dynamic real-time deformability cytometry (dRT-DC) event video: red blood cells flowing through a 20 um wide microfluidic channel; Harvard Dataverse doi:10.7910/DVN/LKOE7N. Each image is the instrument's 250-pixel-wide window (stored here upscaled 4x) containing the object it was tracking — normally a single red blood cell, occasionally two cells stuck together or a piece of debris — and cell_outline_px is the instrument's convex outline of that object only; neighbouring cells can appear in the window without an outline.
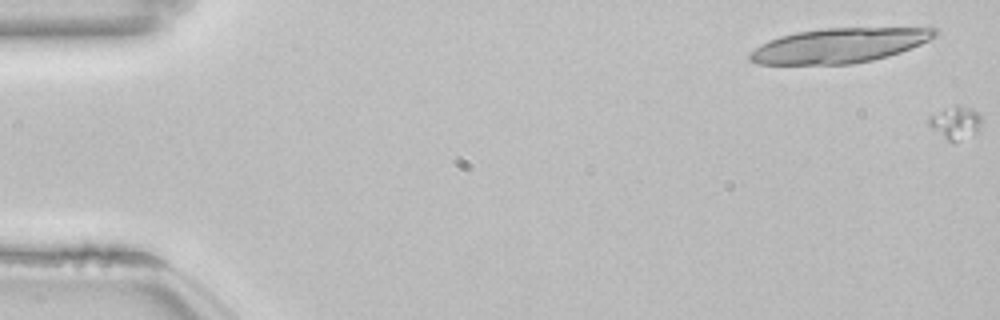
{"species": "common noctule bat (a hibernating species)", "species_latin": "Nyctalus noctula", "temperature_condition": "room temperature", "stored_images_in_passage": 3, "camera_frame_rate_fps": 3000, "um_per_image_px": 0.085, "animal": {"sex": "female", "body_mass_g": 22.7, "forearm_length_mm": 54.2}, "frame": {"image": 1, "passage_image": 3, "time_ms": 0.667, "image_size_px": [1000, 320], "cell_outline_px": [[980, 124], [976, 132], [952, 144], [932, 128], [928, 124], [928, 116], [944, 108], [956, 104], [972, 108], [980, 116]], "centroid_in_image_um": [81.17, 10.41], "position_along_channel_um": 3.8, "area_um2": 10.06}}